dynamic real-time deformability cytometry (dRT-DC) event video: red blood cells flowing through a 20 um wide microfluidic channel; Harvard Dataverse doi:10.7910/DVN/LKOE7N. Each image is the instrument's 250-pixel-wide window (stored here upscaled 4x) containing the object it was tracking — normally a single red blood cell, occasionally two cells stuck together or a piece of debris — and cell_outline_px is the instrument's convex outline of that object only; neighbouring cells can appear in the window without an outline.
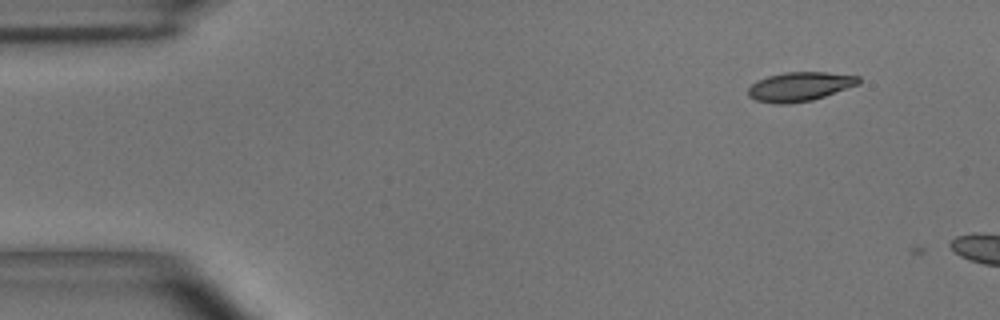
{"species": "common noctule bat (a hibernating species)", "species_latin": "Nyctalus noctula", "temperature_condition": "room temperature", "stored_images_in_passage": 3, "camera_frame_rate_fps": 3000, "um_per_image_px": 0.085, "animal": {"sex": "male", "body_mass_g": 15.6}, "frame": {"image": 1, "passage_image": 1, "time_ms": 0.0, "image_size_px": [1000, 320], "cell_outline_px": [[860, 84], [812, 100], [788, 104], [776, 104], [756, 100], [748, 96], [748, 88], [756, 80], [768, 76], [784, 72], [824, 72], [860, 76]], "centroid_in_image_um": [67.97, 7.36], "position_along_channel_um": 17.0, "area_um2": 18.79}}